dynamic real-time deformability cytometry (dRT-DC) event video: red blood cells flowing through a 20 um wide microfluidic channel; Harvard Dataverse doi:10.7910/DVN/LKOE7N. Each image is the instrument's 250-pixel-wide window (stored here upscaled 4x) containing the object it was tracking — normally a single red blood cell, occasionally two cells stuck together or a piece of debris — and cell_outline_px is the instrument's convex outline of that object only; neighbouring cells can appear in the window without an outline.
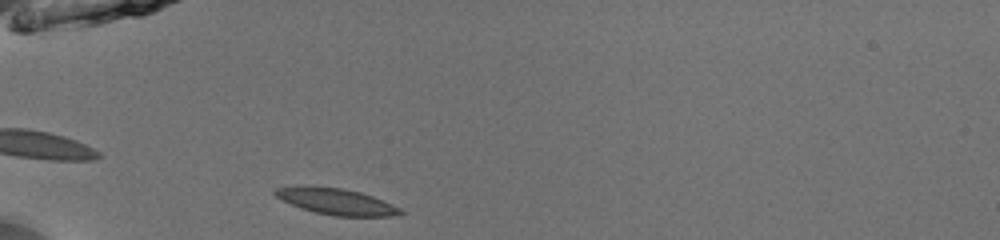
{"species": "common noctule bat (a hibernating species)", "species_latin": "Nyctalus noctula", "temperature_condition": "room temperature", "stored_images_in_passage": 36, "camera_frame_rate_fps": 3000, "um_per_image_px": 0.085, "animal": {"sex": "male", "body_mass_g": 13.0, "forearm_length_mm": 53.1}, "frame": {"image": 1, "passage_image": 1, "time_ms": 0.0, "image_size_px": [1000, 240], "cell_outline_px": [[404, 212], [392, 216], [336, 216], [316, 212], [300, 208], [276, 196], [272, 192], [276, 188], [344, 188], [360, 192], [372, 196], [392, 204], [400, 208]], "centroid_in_image_um": [28.67, 17.16], "position_along_channel_um": 56.3, "area_um2": 18.26}}
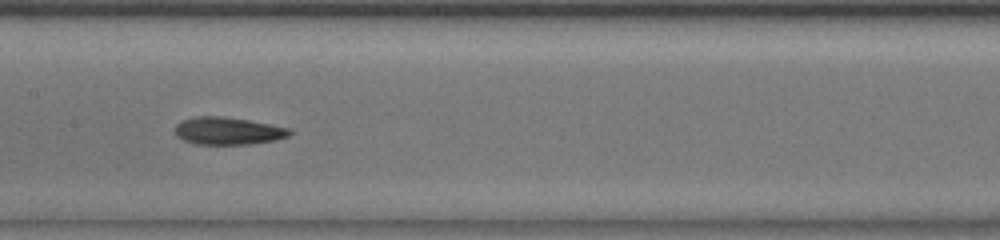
{"frame": {"image": 2, "passage_image": 12, "time_ms": 3.667, "image_size_px": [1000, 240], "cell_outline_px": [[292, 132], [288, 136], [276, 140], [252, 144], [196, 144], [184, 140], [176, 136], [176, 124], [180, 120], [196, 116], [220, 116], [248, 120], [288, 128]], "centroid_in_image_um": [19.35, 11.13], "position_along_channel_um": 188.1, "area_um2": 18.26}}
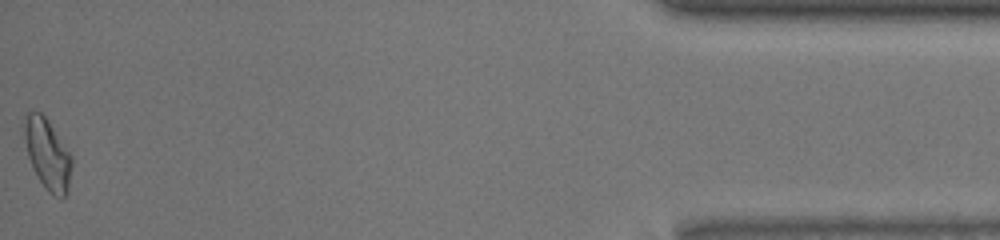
{"frame": {"image": 3, "passage_image": 36, "time_ms": 11.667, "image_size_px": [1000, 240], "cell_outline_px": [[72, 164], [68, 192], [60, 200], [52, 196], [44, 188], [32, 168], [28, 156], [24, 136], [24, 116], [28, 112], [40, 112], [48, 120], [72, 156]], "centroid_in_image_um": [4.04, 13.15], "position_along_channel_um": 431.2, "area_um2": 19.71}, "authors_computed_cell_mechanics": {"area_um2": 18.1781, "velocity_mm_per_s": 3.9609, "shape_relaxation_time_tau1_ms": 4.2818, "shape_relaxation_time_tau2_ms": 3.9385, "deformation_change_tau1": 0.1255, "deformation_change_tau2": 0.088}}